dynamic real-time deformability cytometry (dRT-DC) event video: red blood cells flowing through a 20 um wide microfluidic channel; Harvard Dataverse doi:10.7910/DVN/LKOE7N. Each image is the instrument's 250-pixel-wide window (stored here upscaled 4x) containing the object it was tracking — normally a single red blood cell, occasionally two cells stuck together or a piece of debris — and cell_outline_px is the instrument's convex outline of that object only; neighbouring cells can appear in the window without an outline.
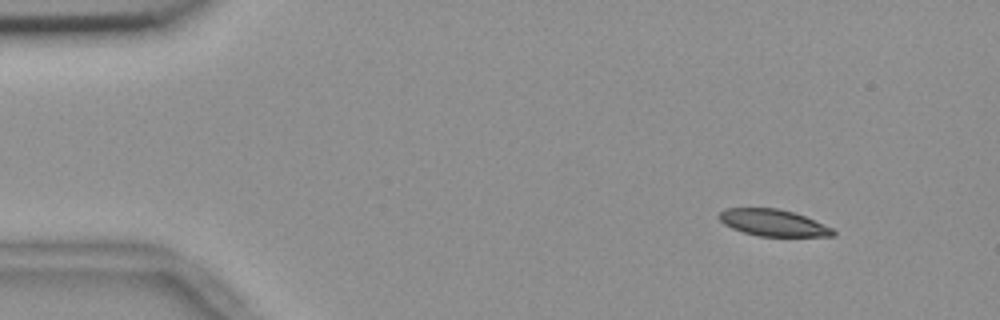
{"species": "common noctule bat (a hibernating species)", "species_latin": "Nyctalus noctula", "temperature_condition": "room temperature", "stored_images_in_passage": 51, "camera_frame_rate_fps": 3000, "um_per_image_px": 0.085, "animal": {"sex": "female", "body_mass_g": 18.4}, "frame": {"image": 1, "passage_image": 2, "time_ms": 0.333, "image_size_px": [1000, 320], "cell_outline_px": [[836, 236], [760, 236], [744, 232], [732, 228], [724, 224], [720, 220], [720, 212], [724, 208], [776, 208], [792, 212], [804, 216], [832, 228], [836, 232]], "centroid_in_image_um": [65.72, 18.93], "position_along_channel_um": 19.3, "area_um2": 17.46}}
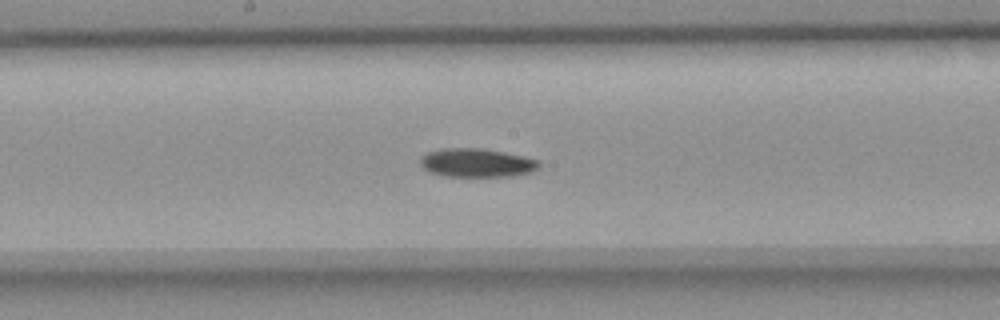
{"frame": {"image": 2, "passage_image": 25, "time_ms": 8.0, "image_size_px": [1000, 320], "cell_outline_px": [[540, 164], [532, 172], [512, 176], [444, 176], [428, 172], [420, 164], [420, 156], [428, 152], [440, 148], [480, 148], [504, 152], [524, 156], [540, 160]], "centroid_in_image_um": [40.5, 13.83], "position_along_channel_um": 207.7, "area_um2": 19.94}}
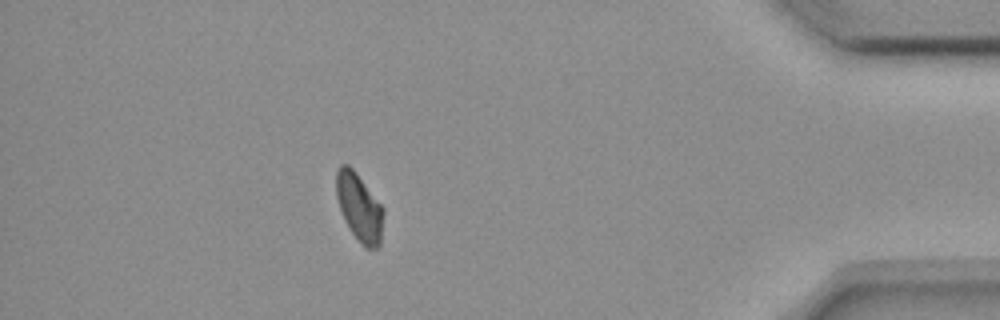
{"frame": {"image": 3, "passage_image": 45, "time_ms": 14.667, "image_size_px": [1000, 320], "cell_outline_px": [[384, 212], [380, 244], [376, 248], [364, 248], [360, 244], [348, 228], [344, 220], [336, 196], [336, 172], [340, 164], [348, 164], [356, 172], [384, 208]], "centroid_in_image_um": [30.53, 17.63], "position_along_channel_um": 404.7, "area_um2": 18.79}, "authors_computed_cell_mechanics": {"area_um2": 19.4208, "velocity_mm_per_s": 3.6586, "shape_relaxation_time_tau1_ms": 4.5128, "shape_relaxation_time_tau2_ms": null, "deformation_change_tau1": 0.1172, "deformation_change_tau2": null}}